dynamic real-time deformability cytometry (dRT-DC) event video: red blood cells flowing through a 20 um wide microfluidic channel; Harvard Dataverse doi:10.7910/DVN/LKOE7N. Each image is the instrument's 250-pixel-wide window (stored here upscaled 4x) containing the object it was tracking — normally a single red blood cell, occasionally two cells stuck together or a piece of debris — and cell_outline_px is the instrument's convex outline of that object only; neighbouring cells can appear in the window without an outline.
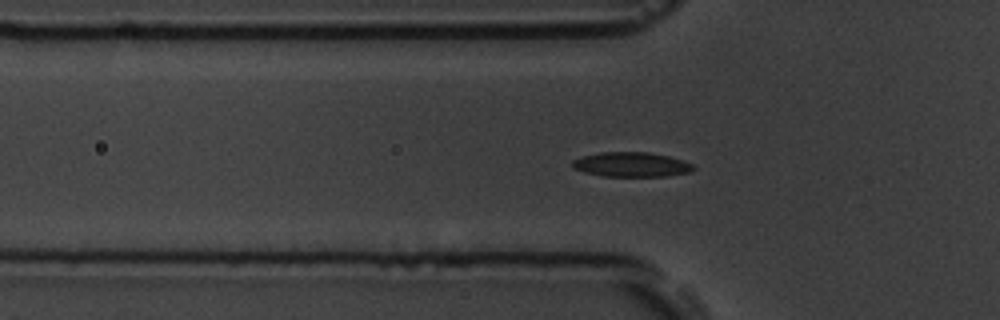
{"species": "common noctule bat (a hibernating species)", "species_latin": "Nyctalus noctula", "temperature_condition": "room temperature", "stored_images_in_passage": 55, "camera_frame_rate_fps": 3000, "um_per_image_px": 0.085, "animal": {"sex": "male", "body_mass_g": 19.5, "forearm_length_mm": 54.6}, "frame": {"image": 1, "passage_image": 18, "time_ms": 5.667, "image_size_px": [1000, 320], "cell_outline_px": [[696, 168], [692, 172], [668, 176], [600, 176], [584, 172], [572, 168], [572, 160], [584, 156], [600, 152], [648, 152], [668, 156], [684, 160], [692, 164]], "centroid_in_image_um": [53.69, 13.99], "position_along_channel_um": 72.1, "area_um2": 17.51}}
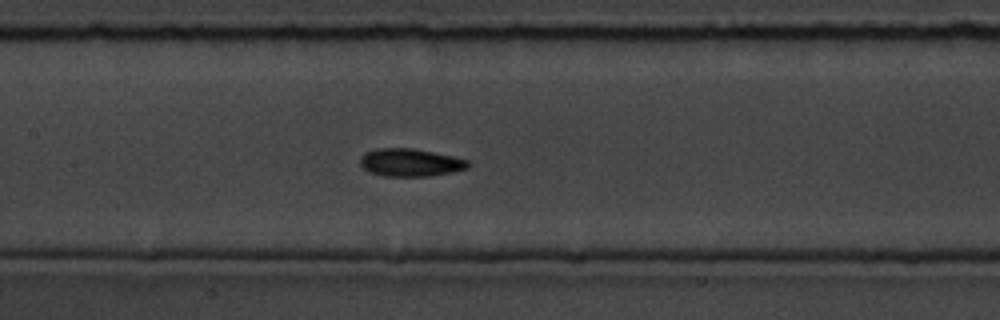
{"frame": {"image": 2, "passage_image": 26, "time_ms": 8.333, "image_size_px": [1000, 320], "cell_outline_px": [[468, 168], [452, 172], [428, 176], [384, 176], [368, 172], [360, 164], [360, 156], [364, 152], [376, 148], [412, 148], [452, 156], [468, 160]], "centroid_in_image_um": [34.82, 13.81], "position_along_channel_um": 172.6, "area_um2": 17.46}}
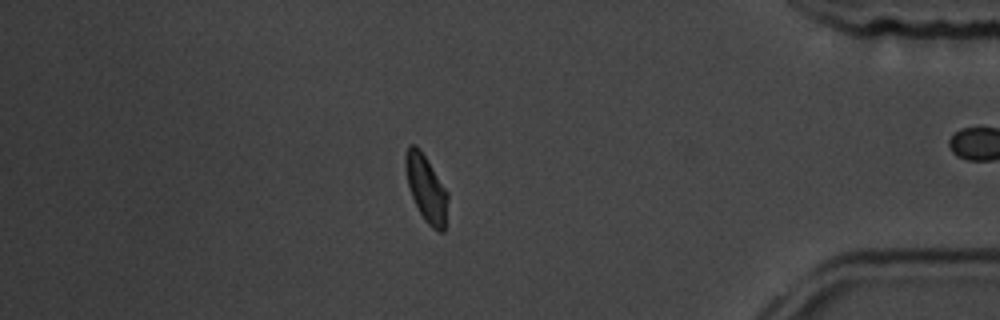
{"frame": {"image": 3, "passage_image": 47, "time_ms": 15.333, "image_size_px": [1000, 320], "cell_outline_px": [[448, 196], [444, 232], [440, 232], [432, 228], [424, 220], [412, 196], [408, 184], [404, 168], [404, 156], [408, 144], [416, 144], [420, 148], [448, 192]], "centroid_in_image_um": [36.21, 15.97], "position_along_channel_um": 399.0, "area_um2": 16.47}, "authors_computed_cell_mechanics": {"area_um2": 16.7042, "velocity_mm_per_s": 3.7523, "shape_relaxation_time_tau1_ms": 2.9274, "shape_relaxation_time_tau2_ms": 2.8285, "deformation_change_tau1": 0.1091, "deformation_change_tau2": 0.0642}}